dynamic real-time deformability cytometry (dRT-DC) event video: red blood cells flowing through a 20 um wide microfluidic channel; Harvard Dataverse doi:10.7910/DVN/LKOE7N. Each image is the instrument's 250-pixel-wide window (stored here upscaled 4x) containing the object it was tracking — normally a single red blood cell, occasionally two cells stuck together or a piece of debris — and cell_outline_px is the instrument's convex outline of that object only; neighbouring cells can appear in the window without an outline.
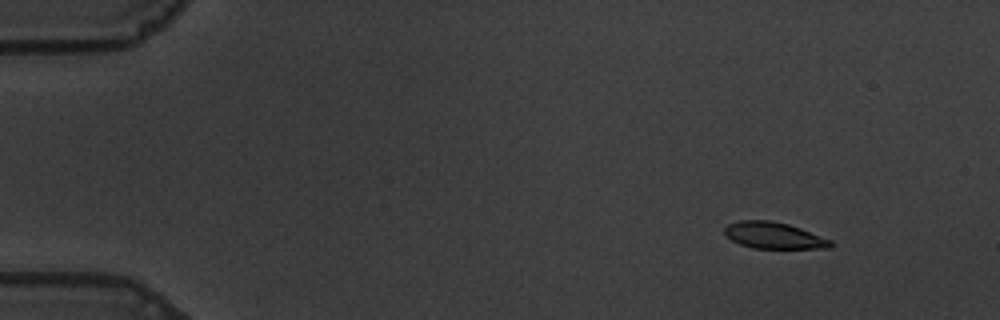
{"species": "common noctule bat (a hibernating species)", "species_latin": "Nyctalus noctula", "temperature_condition": "warm", "stored_images_in_passage": 52, "camera_frame_rate_fps": 3000, "um_per_image_px": 0.085, "animal": {"sex": "male", "body_mass_g": 19.5, "forearm_length_mm": 54.6}, "frame": {"image": 1, "passage_image": 1, "time_ms": 0.0, "image_size_px": [1000, 320], "cell_outline_px": [[832, 248], [752, 248], [740, 244], [732, 240], [724, 232], [724, 228], [728, 224], [740, 220], [768, 220], [788, 224], [800, 228], [832, 240]], "centroid_in_image_um": [65.78, 20.01], "position_along_channel_um": 19.2, "area_um2": 16.24}}
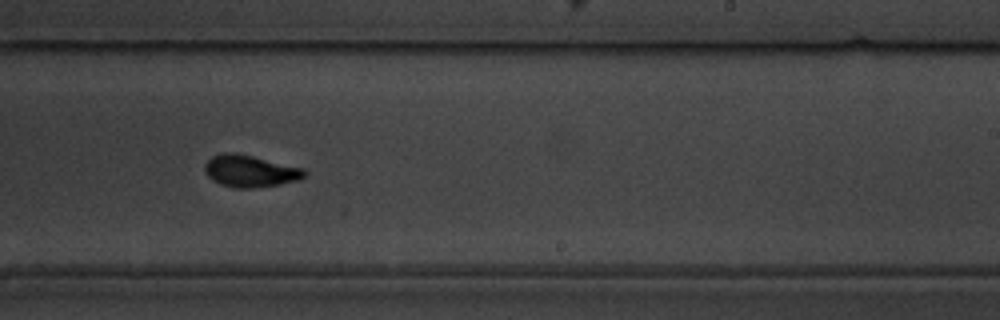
{"frame": {"image": 2, "passage_image": 31, "time_ms": 10.0, "image_size_px": [1000, 320], "cell_outline_px": [[308, 172], [304, 176], [296, 180], [280, 184], [252, 188], [236, 188], [220, 184], [212, 180], [204, 172], [204, 164], [212, 156], [220, 152], [236, 152], [304, 168]], "centroid_in_image_um": [21.22, 14.53], "position_along_channel_um": 267.8, "area_um2": 18.67}}
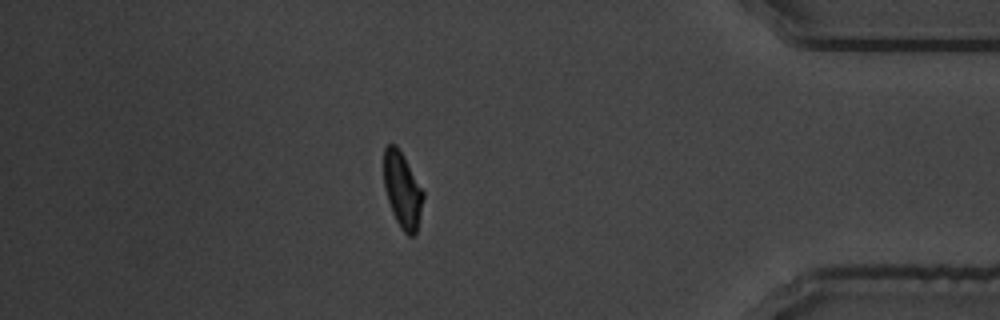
{"frame": {"image": 3, "passage_image": 45, "time_ms": 14.667, "image_size_px": [1000, 320], "cell_outline_px": [[424, 196], [416, 232], [412, 236], [408, 236], [400, 228], [392, 212], [388, 200], [384, 184], [384, 148], [388, 144], [396, 144], [404, 156], [424, 192]], "centroid_in_image_um": [34.2, 16.14], "position_along_channel_um": 401.0, "area_um2": 17.22}, "authors_computed_cell_mechanics": {"area_um2": 18.0047, "velocity_mm_per_s": 3.5554, "shape_relaxation_time_tau1_ms": 3.6556, "shape_relaxation_time_tau2_ms": 1.7621, "deformation_change_tau1": 0.1715, "deformation_change_tau2": 0.077}}